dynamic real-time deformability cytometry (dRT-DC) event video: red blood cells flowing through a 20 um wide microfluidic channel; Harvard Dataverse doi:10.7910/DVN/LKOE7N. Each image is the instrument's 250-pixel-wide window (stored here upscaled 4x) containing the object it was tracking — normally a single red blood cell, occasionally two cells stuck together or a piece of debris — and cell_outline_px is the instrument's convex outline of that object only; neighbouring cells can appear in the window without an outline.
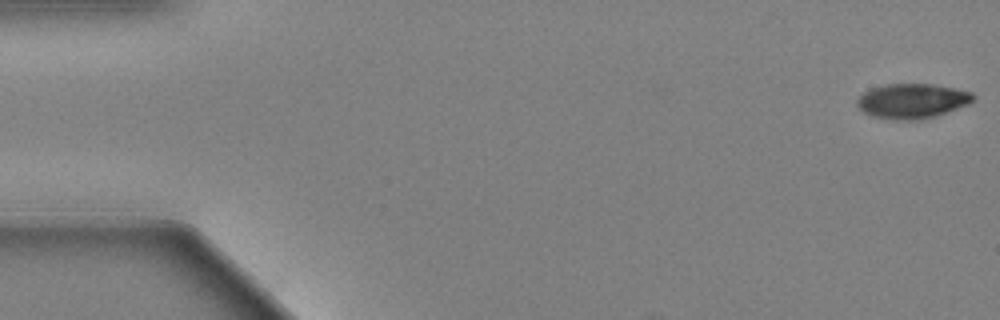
{"species": "Egyptian fruit bat (a non-hibernating species)", "species_latin": "Rousettus aegyptiacus", "temperature_condition": "warm", "stored_images_in_passage": 60, "segment_of_instrument_passage": [1, 2], "camera_frame_rate_fps": 3000, "um_per_image_px": 0.085, "animal": {"sex": "female"}, "frame": {"image": 1, "passage_image": 1, "time_ms": 0.0, "image_size_px": [1000, 320], "cell_outline_px": [[976, 100], [968, 104], [936, 116], [920, 120], [892, 120], [872, 116], [864, 112], [856, 104], [856, 100], [864, 92], [872, 88], [884, 84], [932, 84], [972, 92], [976, 96]], "centroid_in_image_um": [77.54, 8.59], "position_along_channel_um": 7.5, "area_um2": 23.64}}
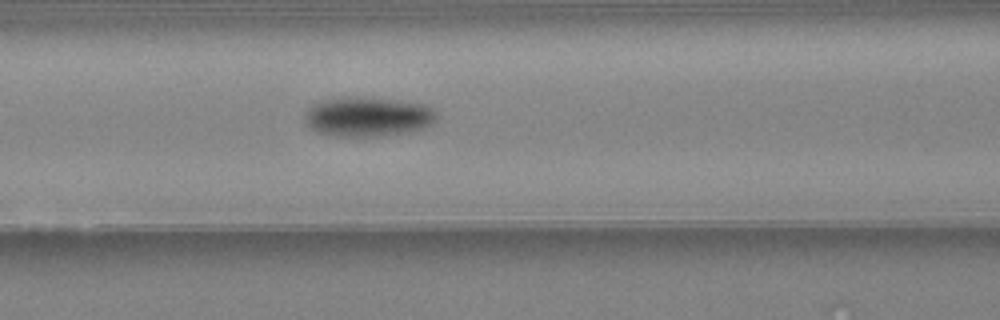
{"frame": {"image": 2, "passage_image": 25, "time_ms": 8.0, "image_size_px": [1000, 320], "cell_outline_px": [[436, 116], [428, 124], [420, 128], [380, 136], [336, 136], [320, 132], [312, 128], [308, 124], [304, 116], [304, 112], [308, 108], [320, 100], [364, 96], [424, 104], [432, 108], [436, 112]], "centroid_in_image_um": [31.2, 9.9], "position_along_channel_um": 135.4, "area_um2": 29.71}}
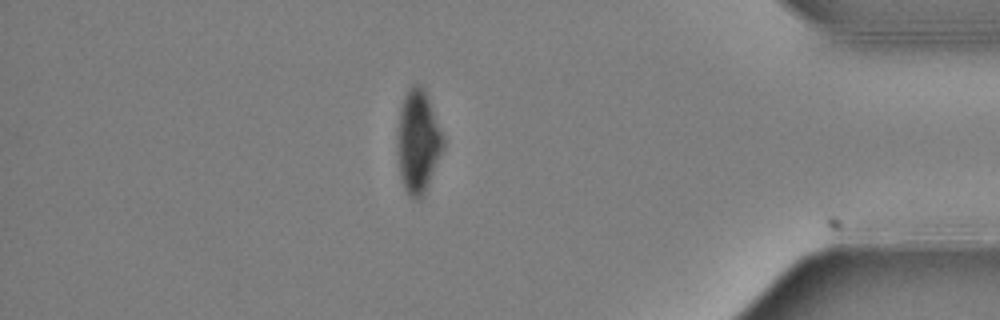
{"frame": {"image": 3, "passage_image": 51, "time_ms": 16.667, "image_size_px": [1000, 320], "cell_outline_px": [[444, 148], [424, 196], [416, 200], [404, 188], [400, 176], [396, 144], [400, 108], [404, 96], [408, 88], [416, 84], [424, 88], [428, 96], [444, 136]], "centroid_in_image_um": [35.54, 12.03], "position_along_channel_um": 399.7, "area_um2": 27.74}}